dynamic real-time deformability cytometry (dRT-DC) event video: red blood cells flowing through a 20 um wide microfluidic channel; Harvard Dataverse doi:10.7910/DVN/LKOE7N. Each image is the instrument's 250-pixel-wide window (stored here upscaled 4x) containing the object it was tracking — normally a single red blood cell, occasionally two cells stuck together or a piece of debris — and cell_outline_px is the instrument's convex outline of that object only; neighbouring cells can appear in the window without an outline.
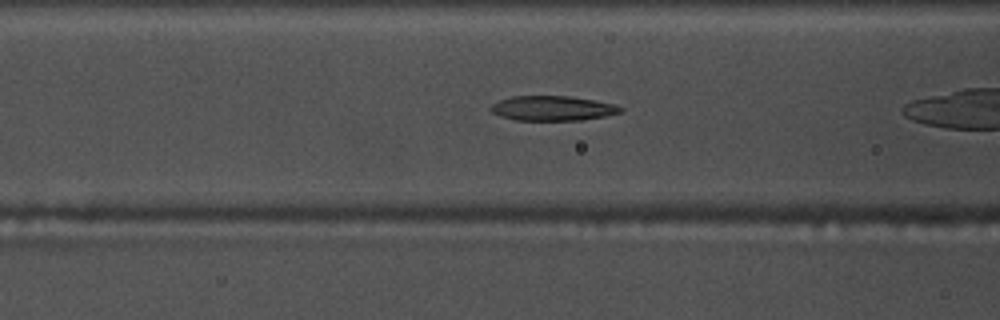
{"species": "common noctule bat (a hibernating species)", "species_latin": "Nyctalus noctula", "temperature_condition": "warm", "stored_images_in_passage": 40, "camera_frame_rate_fps": 3000, "um_per_image_px": 0.085, "animal": {"sex": "male", "body_mass_g": 17.5, "forearm_length_mm": 52.3}, "frame": {"image": 1, "passage_image": 18, "time_ms": 5.667, "image_size_px": [1000, 320], "cell_outline_px": [[624, 108], [620, 112], [604, 116], [580, 120], [516, 120], [500, 116], [492, 112], [488, 108], [492, 104], [500, 100], [512, 96], [568, 96], [616, 104]], "centroid_in_image_um": [46.94, 9.2], "position_along_channel_um": 119.7, "area_um2": 18.61}}